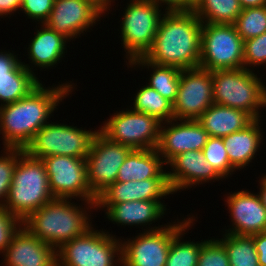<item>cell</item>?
<instances>
[{
  "mask_svg": "<svg viewBox=\"0 0 266 266\" xmlns=\"http://www.w3.org/2000/svg\"><path fill=\"white\" fill-rule=\"evenodd\" d=\"M237 33L246 41L266 32V5L242 9L234 22Z\"/></svg>",
  "mask_w": 266,
  "mask_h": 266,
  "instance_id": "32",
  "label": "cell"
},
{
  "mask_svg": "<svg viewBox=\"0 0 266 266\" xmlns=\"http://www.w3.org/2000/svg\"><path fill=\"white\" fill-rule=\"evenodd\" d=\"M129 65L130 67L141 65L142 67L148 66L147 68H153V73L147 85L159 92L162 97L169 100L172 104L175 102L180 83L181 69L148 62L143 57L133 59Z\"/></svg>",
  "mask_w": 266,
  "mask_h": 266,
  "instance_id": "27",
  "label": "cell"
},
{
  "mask_svg": "<svg viewBox=\"0 0 266 266\" xmlns=\"http://www.w3.org/2000/svg\"><path fill=\"white\" fill-rule=\"evenodd\" d=\"M53 199L44 162L23 151L17 158L4 207L24 221Z\"/></svg>",
  "mask_w": 266,
  "mask_h": 266,
  "instance_id": "4",
  "label": "cell"
},
{
  "mask_svg": "<svg viewBox=\"0 0 266 266\" xmlns=\"http://www.w3.org/2000/svg\"><path fill=\"white\" fill-rule=\"evenodd\" d=\"M226 202L233 224L225 233L251 236L266 231V208L258 194L241 190L229 193Z\"/></svg>",
  "mask_w": 266,
  "mask_h": 266,
  "instance_id": "17",
  "label": "cell"
},
{
  "mask_svg": "<svg viewBox=\"0 0 266 266\" xmlns=\"http://www.w3.org/2000/svg\"><path fill=\"white\" fill-rule=\"evenodd\" d=\"M132 150L129 146L110 141L99 131L95 134L86 165L87 181L96 196L116 182L118 170Z\"/></svg>",
  "mask_w": 266,
  "mask_h": 266,
  "instance_id": "13",
  "label": "cell"
},
{
  "mask_svg": "<svg viewBox=\"0 0 266 266\" xmlns=\"http://www.w3.org/2000/svg\"><path fill=\"white\" fill-rule=\"evenodd\" d=\"M244 41L234 24L203 23L199 67L208 71L244 68Z\"/></svg>",
  "mask_w": 266,
  "mask_h": 266,
  "instance_id": "7",
  "label": "cell"
},
{
  "mask_svg": "<svg viewBox=\"0 0 266 266\" xmlns=\"http://www.w3.org/2000/svg\"><path fill=\"white\" fill-rule=\"evenodd\" d=\"M103 14L90 0H54L44 24L69 41L95 25Z\"/></svg>",
  "mask_w": 266,
  "mask_h": 266,
  "instance_id": "15",
  "label": "cell"
},
{
  "mask_svg": "<svg viewBox=\"0 0 266 266\" xmlns=\"http://www.w3.org/2000/svg\"><path fill=\"white\" fill-rule=\"evenodd\" d=\"M197 266H230L224 245L217 239L204 240Z\"/></svg>",
  "mask_w": 266,
  "mask_h": 266,
  "instance_id": "35",
  "label": "cell"
},
{
  "mask_svg": "<svg viewBox=\"0 0 266 266\" xmlns=\"http://www.w3.org/2000/svg\"><path fill=\"white\" fill-rule=\"evenodd\" d=\"M133 109L154 116L161 123L174 119L173 104L149 85H144L136 93Z\"/></svg>",
  "mask_w": 266,
  "mask_h": 266,
  "instance_id": "29",
  "label": "cell"
},
{
  "mask_svg": "<svg viewBox=\"0 0 266 266\" xmlns=\"http://www.w3.org/2000/svg\"><path fill=\"white\" fill-rule=\"evenodd\" d=\"M260 183V192L258 193L263 206L266 208V175L262 177L259 181Z\"/></svg>",
  "mask_w": 266,
  "mask_h": 266,
  "instance_id": "44",
  "label": "cell"
},
{
  "mask_svg": "<svg viewBox=\"0 0 266 266\" xmlns=\"http://www.w3.org/2000/svg\"><path fill=\"white\" fill-rule=\"evenodd\" d=\"M260 121L254 119L244 129L222 137L229 161L235 170L246 168L257 155L263 138Z\"/></svg>",
  "mask_w": 266,
  "mask_h": 266,
  "instance_id": "24",
  "label": "cell"
},
{
  "mask_svg": "<svg viewBox=\"0 0 266 266\" xmlns=\"http://www.w3.org/2000/svg\"><path fill=\"white\" fill-rule=\"evenodd\" d=\"M152 1H154L160 7H162V5H167L165 8V11L167 10V12L176 11V0H152Z\"/></svg>",
  "mask_w": 266,
  "mask_h": 266,
  "instance_id": "43",
  "label": "cell"
},
{
  "mask_svg": "<svg viewBox=\"0 0 266 266\" xmlns=\"http://www.w3.org/2000/svg\"><path fill=\"white\" fill-rule=\"evenodd\" d=\"M48 175L49 187L54 198H81L88 206L95 209L97 196L91 191L87 181L85 158L65 155L48 156L42 159ZM88 204V205H87ZM90 205V206H89Z\"/></svg>",
  "mask_w": 266,
  "mask_h": 266,
  "instance_id": "11",
  "label": "cell"
},
{
  "mask_svg": "<svg viewBox=\"0 0 266 266\" xmlns=\"http://www.w3.org/2000/svg\"><path fill=\"white\" fill-rule=\"evenodd\" d=\"M173 194L168 178H150L110 184L98 196L96 203H122L131 201L160 200Z\"/></svg>",
  "mask_w": 266,
  "mask_h": 266,
  "instance_id": "21",
  "label": "cell"
},
{
  "mask_svg": "<svg viewBox=\"0 0 266 266\" xmlns=\"http://www.w3.org/2000/svg\"><path fill=\"white\" fill-rule=\"evenodd\" d=\"M192 11L209 24H234L242 8L238 0H199Z\"/></svg>",
  "mask_w": 266,
  "mask_h": 266,
  "instance_id": "28",
  "label": "cell"
},
{
  "mask_svg": "<svg viewBox=\"0 0 266 266\" xmlns=\"http://www.w3.org/2000/svg\"><path fill=\"white\" fill-rule=\"evenodd\" d=\"M72 199L55 198L31 213L22 225L35 237L58 250L63 244L82 236L91 225L87 211ZM74 203V204H73Z\"/></svg>",
  "mask_w": 266,
  "mask_h": 266,
  "instance_id": "3",
  "label": "cell"
},
{
  "mask_svg": "<svg viewBox=\"0 0 266 266\" xmlns=\"http://www.w3.org/2000/svg\"><path fill=\"white\" fill-rule=\"evenodd\" d=\"M95 6H97L103 13L107 12L108 8H111V2L113 0H90Z\"/></svg>",
  "mask_w": 266,
  "mask_h": 266,
  "instance_id": "45",
  "label": "cell"
},
{
  "mask_svg": "<svg viewBox=\"0 0 266 266\" xmlns=\"http://www.w3.org/2000/svg\"><path fill=\"white\" fill-rule=\"evenodd\" d=\"M254 119L245 111L212 104L197 121L209 137H224L244 129Z\"/></svg>",
  "mask_w": 266,
  "mask_h": 266,
  "instance_id": "25",
  "label": "cell"
},
{
  "mask_svg": "<svg viewBox=\"0 0 266 266\" xmlns=\"http://www.w3.org/2000/svg\"><path fill=\"white\" fill-rule=\"evenodd\" d=\"M164 161L154 149H133L118 170L116 181H141L150 178H167Z\"/></svg>",
  "mask_w": 266,
  "mask_h": 266,
  "instance_id": "23",
  "label": "cell"
},
{
  "mask_svg": "<svg viewBox=\"0 0 266 266\" xmlns=\"http://www.w3.org/2000/svg\"><path fill=\"white\" fill-rule=\"evenodd\" d=\"M202 25L192 10L165 11L154 42L143 58L148 62L181 70L199 67Z\"/></svg>",
  "mask_w": 266,
  "mask_h": 266,
  "instance_id": "2",
  "label": "cell"
},
{
  "mask_svg": "<svg viewBox=\"0 0 266 266\" xmlns=\"http://www.w3.org/2000/svg\"><path fill=\"white\" fill-rule=\"evenodd\" d=\"M192 218L173 238L167 256L165 266H197L198 255L201 249V242L183 241L182 235L186 234V230L190 229L195 219ZM184 233V234H183Z\"/></svg>",
  "mask_w": 266,
  "mask_h": 266,
  "instance_id": "31",
  "label": "cell"
},
{
  "mask_svg": "<svg viewBox=\"0 0 266 266\" xmlns=\"http://www.w3.org/2000/svg\"><path fill=\"white\" fill-rule=\"evenodd\" d=\"M244 68L266 65V32L244 41Z\"/></svg>",
  "mask_w": 266,
  "mask_h": 266,
  "instance_id": "36",
  "label": "cell"
},
{
  "mask_svg": "<svg viewBox=\"0 0 266 266\" xmlns=\"http://www.w3.org/2000/svg\"><path fill=\"white\" fill-rule=\"evenodd\" d=\"M35 37L27 49L30 63L41 69L54 67L65 55L67 38L48 28L44 23L36 30Z\"/></svg>",
  "mask_w": 266,
  "mask_h": 266,
  "instance_id": "26",
  "label": "cell"
},
{
  "mask_svg": "<svg viewBox=\"0 0 266 266\" xmlns=\"http://www.w3.org/2000/svg\"><path fill=\"white\" fill-rule=\"evenodd\" d=\"M19 148H4L0 156V206H4L12 183L17 158L23 152Z\"/></svg>",
  "mask_w": 266,
  "mask_h": 266,
  "instance_id": "34",
  "label": "cell"
},
{
  "mask_svg": "<svg viewBox=\"0 0 266 266\" xmlns=\"http://www.w3.org/2000/svg\"><path fill=\"white\" fill-rule=\"evenodd\" d=\"M32 69L18 60L14 53L0 52L1 106L22 99L41 83Z\"/></svg>",
  "mask_w": 266,
  "mask_h": 266,
  "instance_id": "20",
  "label": "cell"
},
{
  "mask_svg": "<svg viewBox=\"0 0 266 266\" xmlns=\"http://www.w3.org/2000/svg\"><path fill=\"white\" fill-rule=\"evenodd\" d=\"M22 221L4 206H0V254H4Z\"/></svg>",
  "mask_w": 266,
  "mask_h": 266,
  "instance_id": "37",
  "label": "cell"
},
{
  "mask_svg": "<svg viewBox=\"0 0 266 266\" xmlns=\"http://www.w3.org/2000/svg\"><path fill=\"white\" fill-rule=\"evenodd\" d=\"M165 124L170 126L166 127ZM208 138V133L197 120L172 119L161 123L157 151L167 164L180 153L202 151Z\"/></svg>",
  "mask_w": 266,
  "mask_h": 266,
  "instance_id": "16",
  "label": "cell"
},
{
  "mask_svg": "<svg viewBox=\"0 0 266 266\" xmlns=\"http://www.w3.org/2000/svg\"><path fill=\"white\" fill-rule=\"evenodd\" d=\"M161 122L132 109L114 113L98 131L112 142L132 149H154L159 143Z\"/></svg>",
  "mask_w": 266,
  "mask_h": 266,
  "instance_id": "12",
  "label": "cell"
},
{
  "mask_svg": "<svg viewBox=\"0 0 266 266\" xmlns=\"http://www.w3.org/2000/svg\"><path fill=\"white\" fill-rule=\"evenodd\" d=\"M202 152L205 159L222 178L228 177L235 171L229 161L222 137H209Z\"/></svg>",
  "mask_w": 266,
  "mask_h": 266,
  "instance_id": "33",
  "label": "cell"
},
{
  "mask_svg": "<svg viewBox=\"0 0 266 266\" xmlns=\"http://www.w3.org/2000/svg\"><path fill=\"white\" fill-rule=\"evenodd\" d=\"M121 260V241L93 227L57 250V266H121Z\"/></svg>",
  "mask_w": 266,
  "mask_h": 266,
  "instance_id": "6",
  "label": "cell"
},
{
  "mask_svg": "<svg viewBox=\"0 0 266 266\" xmlns=\"http://www.w3.org/2000/svg\"><path fill=\"white\" fill-rule=\"evenodd\" d=\"M212 104L211 71L200 67L181 70L177 98L173 103L174 119L197 120Z\"/></svg>",
  "mask_w": 266,
  "mask_h": 266,
  "instance_id": "14",
  "label": "cell"
},
{
  "mask_svg": "<svg viewBox=\"0 0 266 266\" xmlns=\"http://www.w3.org/2000/svg\"><path fill=\"white\" fill-rule=\"evenodd\" d=\"M199 0H176V11H191Z\"/></svg>",
  "mask_w": 266,
  "mask_h": 266,
  "instance_id": "41",
  "label": "cell"
},
{
  "mask_svg": "<svg viewBox=\"0 0 266 266\" xmlns=\"http://www.w3.org/2000/svg\"><path fill=\"white\" fill-rule=\"evenodd\" d=\"M23 0H0V16L12 15L15 11L21 9Z\"/></svg>",
  "mask_w": 266,
  "mask_h": 266,
  "instance_id": "40",
  "label": "cell"
},
{
  "mask_svg": "<svg viewBox=\"0 0 266 266\" xmlns=\"http://www.w3.org/2000/svg\"><path fill=\"white\" fill-rule=\"evenodd\" d=\"M192 219L154 226L121 242V266H165L172 238ZM163 226V227H162Z\"/></svg>",
  "mask_w": 266,
  "mask_h": 266,
  "instance_id": "10",
  "label": "cell"
},
{
  "mask_svg": "<svg viewBox=\"0 0 266 266\" xmlns=\"http://www.w3.org/2000/svg\"><path fill=\"white\" fill-rule=\"evenodd\" d=\"M97 132L98 130H82L76 126L48 122L39 129L24 151L30 157L41 160L54 155L86 159Z\"/></svg>",
  "mask_w": 266,
  "mask_h": 266,
  "instance_id": "8",
  "label": "cell"
},
{
  "mask_svg": "<svg viewBox=\"0 0 266 266\" xmlns=\"http://www.w3.org/2000/svg\"><path fill=\"white\" fill-rule=\"evenodd\" d=\"M251 236L258 254L259 266H266V231Z\"/></svg>",
  "mask_w": 266,
  "mask_h": 266,
  "instance_id": "39",
  "label": "cell"
},
{
  "mask_svg": "<svg viewBox=\"0 0 266 266\" xmlns=\"http://www.w3.org/2000/svg\"><path fill=\"white\" fill-rule=\"evenodd\" d=\"M4 255L5 266H57V250L31 234L23 225Z\"/></svg>",
  "mask_w": 266,
  "mask_h": 266,
  "instance_id": "18",
  "label": "cell"
},
{
  "mask_svg": "<svg viewBox=\"0 0 266 266\" xmlns=\"http://www.w3.org/2000/svg\"><path fill=\"white\" fill-rule=\"evenodd\" d=\"M95 208H106V218L119 225H147L161 219L166 205L160 200L131 201L122 203H96ZM161 217V218H160Z\"/></svg>",
  "mask_w": 266,
  "mask_h": 266,
  "instance_id": "22",
  "label": "cell"
},
{
  "mask_svg": "<svg viewBox=\"0 0 266 266\" xmlns=\"http://www.w3.org/2000/svg\"><path fill=\"white\" fill-rule=\"evenodd\" d=\"M124 10L120 37L129 64L151 48L163 14L152 0H131Z\"/></svg>",
  "mask_w": 266,
  "mask_h": 266,
  "instance_id": "9",
  "label": "cell"
},
{
  "mask_svg": "<svg viewBox=\"0 0 266 266\" xmlns=\"http://www.w3.org/2000/svg\"><path fill=\"white\" fill-rule=\"evenodd\" d=\"M166 165L172 168V172H167V178L173 193L188 187L192 188L202 182L205 184L207 181L223 179L205 159L202 151L192 150L180 153Z\"/></svg>",
  "mask_w": 266,
  "mask_h": 266,
  "instance_id": "19",
  "label": "cell"
},
{
  "mask_svg": "<svg viewBox=\"0 0 266 266\" xmlns=\"http://www.w3.org/2000/svg\"><path fill=\"white\" fill-rule=\"evenodd\" d=\"M242 9L266 5V0H238Z\"/></svg>",
  "mask_w": 266,
  "mask_h": 266,
  "instance_id": "42",
  "label": "cell"
},
{
  "mask_svg": "<svg viewBox=\"0 0 266 266\" xmlns=\"http://www.w3.org/2000/svg\"><path fill=\"white\" fill-rule=\"evenodd\" d=\"M213 101L239 109L253 119H260L261 107H266V86L257 74L245 68L211 71Z\"/></svg>",
  "mask_w": 266,
  "mask_h": 266,
  "instance_id": "5",
  "label": "cell"
},
{
  "mask_svg": "<svg viewBox=\"0 0 266 266\" xmlns=\"http://www.w3.org/2000/svg\"><path fill=\"white\" fill-rule=\"evenodd\" d=\"M73 87L64 83L46 88L40 83L22 99L0 106V133L4 148L25 150L39 129L48 123L59 102L74 90Z\"/></svg>",
  "mask_w": 266,
  "mask_h": 266,
  "instance_id": "1",
  "label": "cell"
},
{
  "mask_svg": "<svg viewBox=\"0 0 266 266\" xmlns=\"http://www.w3.org/2000/svg\"><path fill=\"white\" fill-rule=\"evenodd\" d=\"M218 240L226 249L230 266H259L252 236L225 233Z\"/></svg>",
  "mask_w": 266,
  "mask_h": 266,
  "instance_id": "30",
  "label": "cell"
},
{
  "mask_svg": "<svg viewBox=\"0 0 266 266\" xmlns=\"http://www.w3.org/2000/svg\"><path fill=\"white\" fill-rule=\"evenodd\" d=\"M54 0H23L21 10L28 18L43 24L49 17Z\"/></svg>",
  "mask_w": 266,
  "mask_h": 266,
  "instance_id": "38",
  "label": "cell"
}]
</instances>
